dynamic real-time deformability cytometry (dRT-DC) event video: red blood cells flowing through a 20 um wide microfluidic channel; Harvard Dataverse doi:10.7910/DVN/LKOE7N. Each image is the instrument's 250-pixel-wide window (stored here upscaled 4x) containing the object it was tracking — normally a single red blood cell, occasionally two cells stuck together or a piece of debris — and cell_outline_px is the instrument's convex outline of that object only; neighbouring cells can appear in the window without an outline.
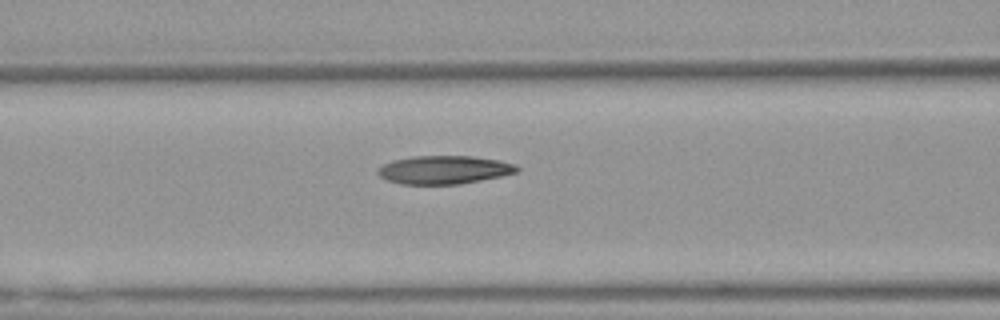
{"species": "Egyptian fruit bat (a non-hibernating species)", "species_latin": "Rousettus aegyptiacus", "temperature_condition": "warm", "stored_images_in_passage": 6, "camera_frame_rate_fps": 3000, "um_per_image_px": 0.085, "animal": {"sex": "female"}, "frame": {"image": 1, "passage_image": 5, "time_ms": 1.333, "image_size_px": [1000, 320], "cell_outline_px": [[520, 168], [516, 172], [500, 176], [460, 184], [400, 184], [388, 180], [380, 176], [376, 172], [376, 168], [392, 160], [412, 156], [472, 156], [500, 160], [516, 164]], "centroid_in_image_um": [37.73, 14.42], "position_along_channel_um": 128.9, "area_um2": 23.0}}